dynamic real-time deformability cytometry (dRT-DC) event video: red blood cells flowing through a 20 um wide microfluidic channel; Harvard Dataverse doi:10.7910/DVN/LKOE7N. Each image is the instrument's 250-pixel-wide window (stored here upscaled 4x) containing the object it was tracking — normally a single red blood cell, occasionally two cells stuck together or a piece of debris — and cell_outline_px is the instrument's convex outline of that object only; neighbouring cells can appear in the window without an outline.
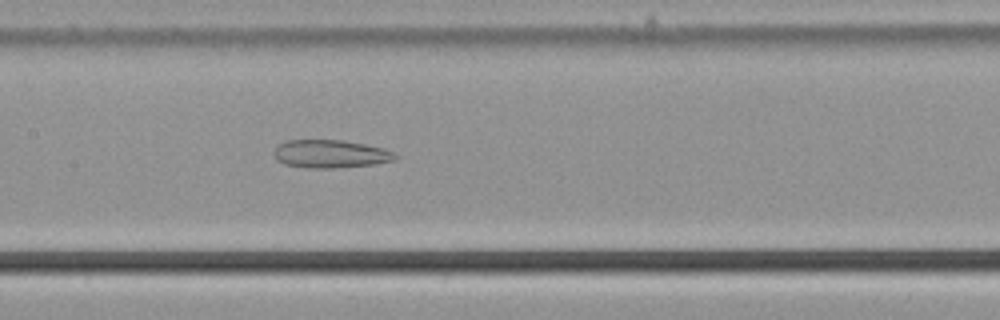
{"species": "common noctule bat (a hibernating species)", "species_latin": "Nyctalus noctula", "temperature_condition": "cold", "stored_images_in_passage": 44, "segment_of_instrument_passage": [2, 2], "camera_frame_rate_fps": 3000, "um_per_image_px": 0.085, "animal": {"sex": "male", "body_mass_g": 21.5, "forearm_length_mm": 52.0}, "frame": {"image": 1, "passage_image": 16, "time_ms": 5.0, "image_size_px": [1000, 320], "cell_outline_px": [[400, 156], [396, 160], [376, 164], [332, 168], [304, 168], [284, 164], [276, 160], [276, 148], [284, 140], [340, 140], [364, 144], [384, 148]], "centroid_in_image_um": [28.12, 13.09], "position_along_channel_um": 179.3, "area_um2": 19.83}}
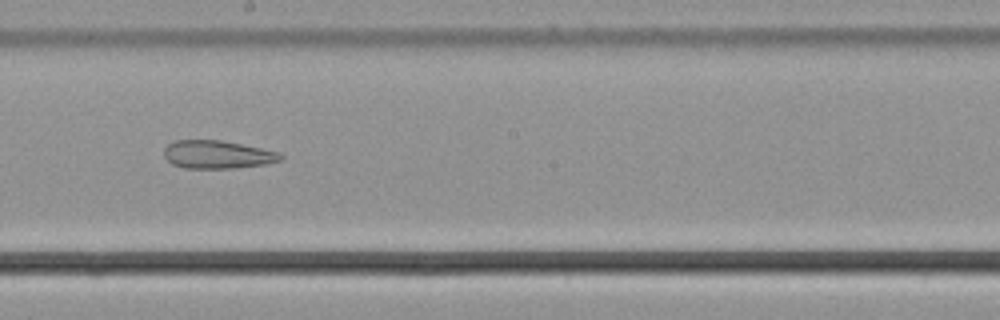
{"frame": {"image": 2, "passage_image": 20, "time_ms": 6.333, "image_size_px": [1000, 320], "cell_outline_px": [[284, 160], [264, 164], [236, 168], [184, 168], [172, 164], [164, 156], [164, 148], [168, 144], [176, 140], [220, 140], [280, 152], [284, 156]], "centroid_in_image_um": [18.49, 13.14], "position_along_channel_um": 229.7, "area_um2": 19.07}}
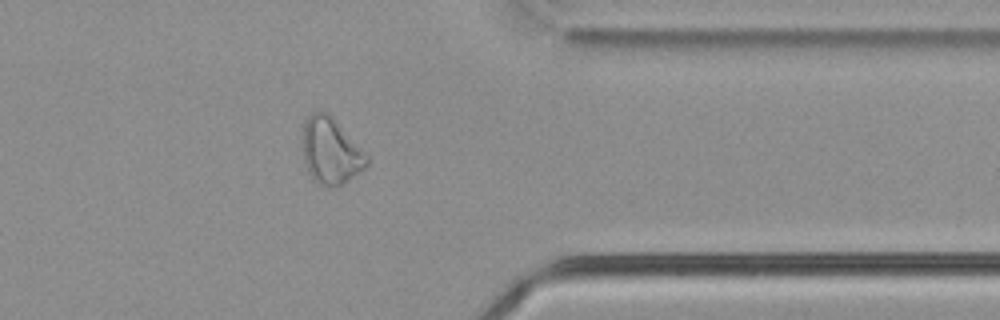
{"frame": {"image": 3, "passage_image": 33, "time_ms": 10.667, "image_size_px": [1000, 320], "cell_outline_px": [[368, 164], [364, 168], [340, 184], [316, 184], [312, 180], [304, 164], [304, 120], [312, 112], [328, 112], [332, 116], [368, 156]], "centroid_in_image_um": [28.09, 12.8], "position_along_channel_um": 383.3, "area_um2": 24.1}}